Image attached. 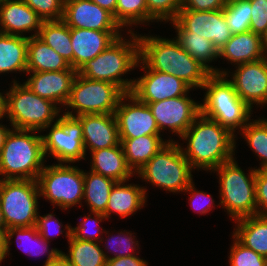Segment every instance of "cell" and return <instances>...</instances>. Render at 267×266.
<instances>
[{
  "label": "cell",
  "mask_w": 267,
  "mask_h": 266,
  "mask_svg": "<svg viewBox=\"0 0 267 266\" xmlns=\"http://www.w3.org/2000/svg\"><path fill=\"white\" fill-rule=\"evenodd\" d=\"M27 51L28 37L0 32V74L27 72Z\"/></svg>",
  "instance_id": "30"
},
{
  "label": "cell",
  "mask_w": 267,
  "mask_h": 266,
  "mask_svg": "<svg viewBox=\"0 0 267 266\" xmlns=\"http://www.w3.org/2000/svg\"><path fill=\"white\" fill-rule=\"evenodd\" d=\"M193 170L184 157L180 144L170 141L136 174L152 186L159 187L168 193L178 194L184 192L193 182L191 173Z\"/></svg>",
  "instance_id": "8"
},
{
  "label": "cell",
  "mask_w": 267,
  "mask_h": 266,
  "mask_svg": "<svg viewBox=\"0 0 267 266\" xmlns=\"http://www.w3.org/2000/svg\"><path fill=\"white\" fill-rule=\"evenodd\" d=\"M163 135H143L120 139L127 165L136 174L156 153L174 139L164 140Z\"/></svg>",
  "instance_id": "27"
},
{
  "label": "cell",
  "mask_w": 267,
  "mask_h": 266,
  "mask_svg": "<svg viewBox=\"0 0 267 266\" xmlns=\"http://www.w3.org/2000/svg\"><path fill=\"white\" fill-rule=\"evenodd\" d=\"M3 115V92H0V116Z\"/></svg>",
  "instance_id": "55"
},
{
  "label": "cell",
  "mask_w": 267,
  "mask_h": 266,
  "mask_svg": "<svg viewBox=\"0 0 267 266\" xmlns=\"http://www.w3.org/2000/svg\"><path fill=\"white\" fill-rule=\"evenodd\" d=\"M4 115L0 116V120L2 121ZM11 129H13V127L11 126V128L7 127V125L5 126L4 124H2V122L0 123V153L1 150L4 146V143L6 141V138L8 136V134L10 133Z\"/></svg>",
  "instance_id": "50"
},
{
  "label": "cell",
  "mask_w": 267,
  "mask_h": 266,
  "mask_svg": "<svg viewBox=\"0 0 267 266\" xmlns=\"http://www.w3.org/2000/svg\"><path fill=\"white\" fill-rule=\"evenodd\" d=\"M31 73V74H30ZM30 77L26 84L35 94L65 107L77 71L70 67L62 71L26 72Z\"/></svg>",
  "instance_id": "19"
},
{
  "label": "cell",
  "mask_w": 267,
  "mask_h": 266,
  "mask_svg": "<svg viewBox=\"0 0 267 266\" xmlns=\"http://www.w3.org/2000/svg\"><path fill=\"white\" fill-rule=\"evenodd\" d=\"M139 59L151 70L174 75L186 82L193 90L202 89L212 74L204 65L191 57L175 39L141 35Z\"/></svg>",
  "instance_id": "2"
},
{
  "label": "cell",
  "mask_w": 267,
  "mask_h": 266,
  "mask_svg": "<svg viewBox=\"0 0 267 266\" xmlns=\"http://www.w3.org/2000/svg\"><path fill=\"white\" fill-rule=\"evenodd\" d=\"M127 34L130 35V40L122 35L107 49L85 63L77 73L92 80L114 83L125 93H131L135 78L125 79L122 76L137 68L139 39L134 29H128Z\"/></svg>",
  "instance_id": "3"
},
{
  "label": "cell",
  "mask_w": 267,
  "mask_h": 266,
  "mask_svg": "<svg viewBox=\"0 0 267 266\" xmlns=\"http://www.w3.org/2000/svg\"><path fill=\"white\" fill-rule=\"evenodd\" d=\"M122 31H97L70 28L73 68L78 71L85 63L107 49L123 34Z\"/></svg>",
  "instance_id": "21"
},
{
  "label": "cell",
  "mask_w": 267,
  "mask_h": 266,
  "mask_svg": "<svg viewBox=\"0 0 267 266\" xmlns=\"http://www.w3.org/2000/svg\"><path fill=\"white\" fill-rule=\"evenodd\" d=\"M38 37L52 47L73 68L70 27L63 20L43 21Z\"/></svg>",
  "instance_id": "34"
},
{
  "label": "cell",
  "mask_w": 267,
  "mask_h": 266,
  "mask_svg": "<svg viewBox=\"0 0 267 266\" xmlns=\"http://www.w3.org/2000/svg\"><path fill=\"white\" fill-rule=\"evenodd\" d=\"M91 1L99 5L101 8L108 10L112 14L115 13L117 0H91Z\"/></svg>",
  "instance_id": "49"
},
{
  "label": "cell",
  "mask_w": 267,
  "mask_h": 266,
  "mask_svg": "<svg viewBox=\"0 0 267 266\" xmlns=\"http://www.w3.org/2000/svg\"><path fill=\"white\" fill-rule=\"evenodd\" d=\"M205 90L200 113L239 134L251 120L253 110L237 95L233 83L225 74L212 73L202 86Z\"/></svg>",
  "instance_id": "6"
},
{
  "label": "cell",
  "mask_w": 267,
  "mask_h": 266,
  "mask_svg": "<svg viewBox=\"0 0 267 266\" xmlns=\"http://www.w3.org/2000/svg\"><path fill=\"white\" fill-rule=\"evenodd\" d=\"M224 14L232 34L250 31V0H228Z\"/></svg>",
  "instance_id": "37"
},
{
  "label": "cell",
  "mask_w": 267,
  "mask_h": 266,
  "mask_svg": "<svg viewBox=\"0 0 267 266\" xmlns=\"http://www.w3.org/2000/svg\"><path fill=\"white\" fill-rule=\"evenodd\" d=\"M45 129L43 131L49 129L48 134L42 135L45 157L51 155L58 163L68 164L86 159L82 124L77 117L61 113L58 121L50 124Z\"/></svg>",
  "instance_id": "12"
},
{
  "label": "cell",
  "mask_w": 267,
  "mask_h": 266,
  "mask_svg": "<svg viewBox=\"0 0 267 266\" xmlns=\"http://www.w3.org/2000/svg\"><path fill=\"white\" fill-rule=\"evenodd\" d=\"M70 64L38 36L28 37L27 72L67 70Z\"/></svg>",
  "instance_id": "29"
},
{
  "label": "cell",
  "mask_w": 267,
  "mask_h": 266,
  "mask_svg": "<svg viewBox=\"0 0 267 266\" xmlns=\"http://www.w3.org/2000/svg\"><path fill=\"white\" fill-rule=\"evenodd\" d=\"M262 40H263V47L265 52L267 53V31L266 33L262 36Z\"/></svg>",
  "instance_id": "54"
},
{
  "label": "cell",
  "mask_w": 267,
  "mask_h": 266,
  "mask_svg": "<svg viewBox=\"0 0 267 266\" xmlns=\"http://www.w3.org/2000/svg\"><path fill=\"white\" fill-rule=\"evenodd\" d=\"M91 215H94V217ZM102 220L103 221L107 220V218L104 214L96 213V212H94V213L90 212L89 215L87 214V216H84V218H81V221H79L80 223L77 225V227H72V236L75 239H79V240H86V241L103 243L104 238L101 235H103V232H104V234L106 233V235H107L109 233V231H106L102 227L98 226V225H100L99 223H101ZM90 225L91 226L96 225L95 227L98 226V228L97 229L94 228L95 230L93 231L92 228L90 229V227H89ZM99 236H101V237H99Z\"/></svg>",
  "instance_id": "39"
},
{
  "label": "cell",
  "mask_w": 267,
  "mask_h": 266,
  "mask_svg": "<svg viewBox=\"0 0 267 266\" xmlns=\"http://www.w3.org/2000/svg\"><path fill=\"white\" fill-rule=\"evenodd\" d=\"M235 159L212 170L219 176V197H221L219 204L226 209L233 221L257 215L255 185L257 169L250 168L249 173H245Z\"/></svg>",
  "instance_id": "7"
},
{
  "label": "cell",
  "mask_w": 267,
  "mask_h": 266,
  "mask_svg": "<svg viewBox=\"0 0 267 266\" xmlns=\"http://www.w3.org/2000/svg\"><path fill=\"white\" fill-rule=\"evenodd\" d=\"M174 37L180 46L195 60L204 65L211 73L225 74L226 69H218L210 65L219 56V51L214 46L213 42L198 35H193V32H176ZM225 70V71H224Z\"/></svg>",
  "instance_id": "33"
},
{
  "label": "cell",
  "mask_w": 267,
  "mask_h": 266,
  "mask_svg": "<svg viewBox=\"0 0 267 266\" xmlns=\"http://www.w3.org/2000/svg\"><path fill=\"white\" fill-rule=\"evenodd\" d=\"M44 21L62 20L65 0H22Z\"/></svg>",
  "instance_id": "42"
},
{
  "label": "cell",
  "mask_w": 267,
  "mask_h": 266,
  "mask_svg": "<svg viewBox=\"0 0 267 266\" xmlns=\"http://www.w3.org/2000/svg\"><path fill=\"white\" fill-rule=\"evenodd\" d=\"M36 227L38 233L48 242H50V239H53V234L55 235L57 233L56 235L58 236L59 234L62 235L65 231L62 230L63 224L53 213H48L43 216L38 214Z\"/></svg>",
  "instance_id": "45"
},
{
  "label": "cell",
  "mask_w": 267,
  "mask_h": 266,
  "mask_svg": "<svg viewBox=\"0 0 267 266\" xmlns=\"http://www.w3.org/2000/svg\"><path fill=\"white\" fill-rule=\"evenodd\" d=\"M267 57L263 47L262 36L252 31L232 34L228 42L219 50L218 58H223L230 64L259 61Z\"/></svg>",
  "instance_id": "23"
},
{
  "label": "cell",
  "mask_w": 267,
  "mask_h": 266,
  "mask_svg": "<svg viewBox=\"0 0 267 266\" xmlns=\"http://www.w3.org/2000/svg\"><path fill=\"white\" fill-rule=\"evenodd\" d=\"M126 182H116L112 187L106 207L107 219L112 216V213L123 219L133 216L146 204L147 188L141 187L140 184H127Z\"/></svg>",
  "instance_id": "25"
},
{
  "label": "cell",
  "mask_w": 267,
  "mask_h": 266,
  "mask_svg": "<svg viewBox=\"0 0 267 266\" xmlns=\"http://www.w3.org/2000/svg\"><path fill=\"white\" fill-rule=\"evenodd\" d=\"M234 72L226 71L237 95L252 109L253 105L267 104V57L236 65ZM230 74V76H229ZM231 78V79H230Z\"/></svg>",
  "instance_id": "17"
},
{
  "label": "cell",
  "mask_w": 267,
  "mask_h": 266,
  "mask_svg": "<svg viewBox=\"0 0 267 266\" xmlns=\"http://www.w3.org/2000/svg\"><path fill=\"white\" fill-rule=\"evenodd\" d=\"M115 183L112 178L85 170L83 200L87 203L90 212L102 213L106 216L108 199Z\"/></svg>",
  "instance_id": "32"
},
{
  "label": "cell",
  "mask_w": 267,
  "mask_h": 266,
  "mask_svg": "<svg viewBox=\"0 0 267 266\" xmlns=\"http://www.w3.org/2000/svg\"><path fill=\"white\" fill-rule=\"evenodd\" d=\"M226 127L201 113L180 137L187 147L180 145L184 157L195 170L212 172L235 156L236 138Z\"/></svg>",
  "instance_id": "1"
},
{
  "label": "cell",
  "mask_w": 267,
  "mask_h": 266,
  "mask_svg": "<svg viewBox=\"0 0 267 266\" xmlns=\"http://www.w3.org/2000/svg\"><path fill=\"white\" fill-rule=\"evenodd\" d=\"M241 136L261 160L259 170H267V119H251L241 130Z\"/></svg>",
  "instance_id": "35"
},
{
  "label": "cell",
  "mask_w": 267,
  "mask_h": 266,
  "mask_svg": "<svg viewBox=\"0 0 267 266\" xmlns=\"http://www.w3.org/2000/svg\"><path fill=\"white\" fill-rule=\"evenodd\" d=\"M46 266H72L67 258L61 253L56 259L50 261Z\"/></svg>",
  "instance_id": "51"
},
{
  "label": "cell",
  "mask_w": 267,
  "mask_h": 266,
  "mask_svg": "<svg viewBox=\"0 0 267 266\" xmlns=\"http://www.w3.org/2000/svg\"><path fill=\"white\" fill-rule=\"evenodd\" d=\"M176 98H169L158 102L148 103L159 131L177 134L179 138L192 125L200 114V103L195 102L188 94ZM189 96V97H188Z\"/></svg>",
  "instance_id": "15"
},
{
  "label": "cell",
  "mask_w": 267,
  "mask_h": 266,
  "mask_svg": "<svg viewBox=\"0 0 267 266\" xmlns=\"http://www.w3.org/2000/svg\"><path fill=\"white\" fill-rule=\"evenodd\" d=\"M90 170L112 178L116 182L129 181L136 175L127 165L121 144L91 151Z\"/></svg>",
  "instance_id": "26"
},
{
  "label": "cell",
  "mask_w": 267,
  "mask_h": 266,
  "mask_svg": "<svg viewBox=\"0 0 267 266\" xmlns=\"http://www.w3.org/2000/svg\"><path fill=\"white\" fill-rule=\"evenodd\" d=\"M14 236H16L15 240L17 241L18 247L21 251L27 253V255H47L43 266H46L50 261L56 259L62 253V251L57 248H49L50 242L45 240L38 233L36 225L30 227H11L7 228L4 235L3 259L10 255V244L13 243L11 242V239H13ZM35 244L37 249L35 248Z\"/></svg>",
  "instance_id": "24"
},
{
  "label": "cell",
  "mask_w": 267,
  "mask_h": 266,
  "mask_svg": "<svg viewBox=\"0 0 267 266\" xmlns=\"http://www.w3.org/2000/svg\"><path fill=\"white\" fill-rule=\"evenodd\" d=\"M228 263L230 266H267V258L245 247L233 235Z\"/></svg>",
  "instance_id": "41"
},
{
  "label": "cell",
  "mask_w": 267,
  "mask_h": 266,
  "mask_svg": "<svg viewBox=\"0 0 267 266\" xmlns=\"http://www.w3.org/2000/svg\"><path fill=\"white\" fill-rule=\"evenodd\" d=\"M137 67L145 73L135 79L131 93L142 103L148 104L184 96L192 90L182 79L168 73L151 70L140 59Z\"/></svg>",
  "instance_id": "14"
},
{
  "label": "cell",
  "mask_w": 267,
  "mask_h": 266,
  "mask_svg": "<svg viewBox=\"0 0 267 266\" xmlns=\"http://www.w3.org/2000/svg\"><path fill=\"white\" fill-rule=\"evenodd\" d=\"M82 124L85 152L120 144L115 114H83L77 116Z\"/></svg>",
  "instance_id": "20"
},
{
  "label": "cell",
  "mask_w": 267,
  "mask_h": 266,
  "mask_svg": "<svg viewBox=\"0 0 267 266\" xmlns=\"http://www.w3.org/2000/svg\"><path fill=\"white\" fill-rule=\"evenodd\" d=\"M148 23L171 22L176 19L183 0H146Z\"/></svg>",
  "instance_id": "40"
},
{
  "label": "cell",
  "mask_w": 267,
  "mask_h": 266,
  "mask_svg": "<svg viewBox=\"0 0 267 266\" xmlns=\"http://www.w3.org/2000/svg\"><path fill=\"white\" fill-rule=\"evenodd\" d=\"M228 0H183L180 10L213 11L224 9Z\"/></svg>",
  "instance_id": "47"
},
{
  "label": "cell",
  "mask_w": 267,
  "mask_h": 266,
  "mask_svg": "<svg viewBox=\"0 0 267 266\" xmlns=\"http://www.w3.org/2000/svg\"><path fill=\"white\" fill-rule=\"evenodd\" d=\"M3 245H4V237L0 234V264L4 261V259H3Z\"/></svg>",
  "instance_id": "53"
},
{
  "label": "cell",
  "mask_w": 267,
  "mask_h": 266,
  "mask_svg": "<svg viewBox=\"0 0 267 266\" xmlns=\"http://www.w3.org/2000/svg\"><path fill=\"white\" fill-rule=\"evenodd\" d=\"M233 236L245 247L267 258V216H248L234 221Z\"/></svg>",
  "instance_id": "28"
},
{
  "label": "cell",
  "mask_w": 267,
  "mask_h": 266,
  "mask_svg": "<svg viewBox=\"0 0 267 266\" xmlns=\"http://www.w3.org/2000/svg\"><path fill=\"white\" fill-rule=\"evenodd\" d=\"M115 21L121 28L148 23V8L146 0H117Z\"/></svg>",
  "instance_id": "36"
},
{
  "label": "cell",
  "mask_w": 267,
  "mask_h": 266,
  "mask_svg": "<svg viewBox=\"0 0 267 266\" xmlns=\"http://www.w3.org/2000/svg\"><path fill=\"white\" fill-rule=\"evenodd\" d=\"M7 230V226L5 224L4 218H3V213L1 211V207H0V234L4 237L5 232Z\"/></svg>",
  "instance_id": "52"
},
{
  "label": "cell",
  "mask_w": 267,
  "mask_h": 266,
  "mask_svg": "<svg viewBox=\"0 0 267 266\" xmlns=\"http://www.w3.org/2000/svg\"><path fill=\"white\" fill-rule=\"evenodd\" d=\"M114 114L117 120L119 139L161 135L149 106L140 102L132 93H126L120 99Z\"/></svg>",
  "instance_id": "16"
},
{
  "label": "cell",
  "mask_w": 267,
  "mask_h": 266,
  "mask_svg": "<svg viewBox=\"0 0 267 266\" xmlns=\"http://www.w3.org/2000/svg\"><path fill=\"white\" fill-rule=\"evenodd\" d=\"M106 266H148V262L135 254L106 260Z\"/></svg>",
  "instance_id": "48"
},
{
  "label": "cell",
  "mask_w": 267,
  "mask_h": 266,
  "mask_svg": "<svg viewBox=\"0 0 267 266\" xmlns=\"http://www.w3.org/2000/svg\"><path fill=\"white\" fill-rule=\"evenodd\" d=\"M39 194L55 208L68 210L82 204L84 196V170L58 163L44 166L37 177Z\"/></svg>",
  "instance_id": "9"
},
{
  "label": "cell",
  "mask_w": 267,
  "mask_h": 266,
  "mask_svg": "<svg viewBox=\"0 0 267 266\" xmlns=\"http://www.w3.org/2000/svg\"><path fill=\"white\" fill-rule=\"evenodd\" d=\"M184 192H189V194H191L189 197V201H191L190 205L195 212L197 211L201 215L207 214L214 209L215 206L220 205L219 203L218 205H214L215 201L208 192L197 190L194 182H192Z\"/></svg>",
  "instance_id": "44"
},
{
  "label": "cell",
  "mask_w": 267,
  "mask_h": 266,
  "mask_svg": "<svg viewBox=\"0 0 267 266\" xmlns=\"http://www.w3.org/2000/svg\"><path fill=\"white\" fill-rule=\"evenodd\" d=\"M43 21L22 0H0V32L2 33L23 37L38 36ZM32 30L35 33L26 36V33Z\"/></svg>",
  "instance_id": "22"
},
{
  "label": "cell",
  "mask_w": 267,
  "mask_h": 266,
  "mask_svg": "<svg viewBox=\"0 0 267 266\" xmlns=\"http://www.w3.org/2000/svg\"><path fill=\"white\" fill-rule=\"evenodd\" d=\"M135 233H132L131 231H120L117 235H112L111 233L108 234V238L105 239V247L107 252L103 251L106 260H109L111 258H117V257H125V256H132L137 254V251L139 250V241L134 237ZM133 235V236H132ZM111 236V237H110ZM135 239V240H134ZM137 240V241H136ZM108 241V242H107ZM109 252L113 254L109 255Z\"/></svg>",
  "instance_id": "38"
},
{
  "label": "cell",
  "mask_w": 267,
  "mask_h": 266,
  "mask_svg": "<svg viewBox=\"0 0 267 266\" xmlns=\"http://www.w3.org/2000/svg\"><path fill=\"white\" fill-rule=\"evenodd\" d=\"M255 185L257 215L267 216V170L257 169Z\"/></svg>",
  "instance_id": "46"
},
{
  "label": "cell",
  "mask_w": 267,
  "mask_h": 266,
  "mask_svg": "<svg viewBox=\"0 0 267 266\" xmlns=\"http://www.w3.org/2000/svg\"><path fill=\"white\" fill-rule=\"evenodd\" d=\"M125 94L114 83L92 80L77 73L65 105L67 111L63 113L74 117L83 114H112Z\"/></svg>",
  "instance_id": "10"
},
{
  "label": "cell",
  "mask_w": 267,
  "mask_h": 266,
  "mask_svg": "<svg viewBox=\"0 0 267 266\" xmlns=\"http://www.w3.org/2000/svg\"><path fill=\"white\" fill-rule=\"evenodd\" d=\"M14 79L3 93V115L13 129L35 130L40 133L57 122L62 111L53 101L35 94L26 84Z\"/></svg>",
  "instance_id": "5"
},
{
  "label": "cell",
  "mask_w": 267,
  "mask_h": 266,
  "mask_svg": "<svg viewBox=\"0 0 267 266\" xmlns=\"http://www.w3.org/2000/svg\"><path fill=\"white\" fill-rule=\"evenodd\" d=\"M40 197L36 180H0V207L7 228L36 225Z\"/></svg>",
  "instance_id": "11"
},
{
  "label": "cell",
  "mask_w": 267,
  "mask_h": 266,
  "mask_svg": "<svg viewBox=\"0 0 267 266\" xmlns=\"http://www.w3.org/2000/svg\"><path fill=\"white\" fill-rule=\"evenodd\" d=\"M65 227V237L68 239V253L62 252L72 266H106V258L100 243L75 239L72 236V226ZM100 245V246H99Z\"/></svg>",
  "instance_id": "31"
},
{
  "label": "cell",
  "mask_w": 267,
  "mask_h": 266,
  "mask_svg": "<svg viewBox=\"0 0 267 266\" xmlns=\"http://www.w3.org/2000/svg\"><path fill=\"white\" fill-rule=\"evenodd\" d=\"M176 32H193L213 42L219 51L231 38L224 9L213 11L179 10L175 20L171 21Z\"/></svg>",
  "instance_id": "13"
},
{
  "label": "cell",
  "mask_w": 267,
  "mask_h": 266,
  "mask_svg": "<svg viewBox=\"0 0 267 266\" xmlns=\"http://www.w3.org/2000/svg\"><path fill=\"white\" fill-rule=\"evenodd\" d=\"M250 31L263 36L267 31V0H250Z\"/></svg>",
  "instance_id": "43"
},
{
  "label": "cell",
  "mask_w": 267,
  "mask_h": 266,
  "mask_svg": "<svg viewBox=\"0 0 267 266\" xmlns=\"http://www.w3.org/2000/svg\"><path fill=\"white\" fill-rule=\"evenodd\" d=\"M45 161L39 131L12 129L0 153V180H37Z\"/></svg>",
  "instance_id": "4"
},
{
  "label": "cell",
  "mask_w": 267,
  "mask_h": 266,
  "mask_svg": "<svg viewBox=\"0 0 267 266\" xmlns=\"http://www.w3.org/2000/svg\"><path fill=\"white\" fill-rule=\"evenodd\" d=\"M70 28L124 31L113 14L91 0H65L62 19Z\"/></svg>",
  "instance_id": "18"
}]
</instances>
